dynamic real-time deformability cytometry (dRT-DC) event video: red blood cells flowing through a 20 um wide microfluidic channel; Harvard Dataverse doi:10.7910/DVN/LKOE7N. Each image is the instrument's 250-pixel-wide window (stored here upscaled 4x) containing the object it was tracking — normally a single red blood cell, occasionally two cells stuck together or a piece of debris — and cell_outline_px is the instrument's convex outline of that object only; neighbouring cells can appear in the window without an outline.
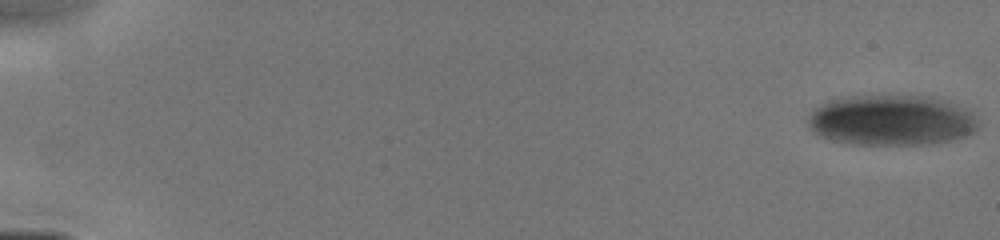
{"species": "human", "species_latin": "Homo sapiens", "temperature_condition": "cold", "stored_images_in_passage": 25, "camera_frame_rate_fps": 3000, "um_per_image_px": 0.085, "donor": {"sex": "male"}, "frame": {"image": 1, "passage_image": 1, "time_ms": 0.0, "image_size_px": [1000, 240], "cell_outline_px": [[980, 128], [976, 132], [952, 140], [932, 144], [856, 144], [832, 140], [820, 136], [808, 124], [808, 116], [816, 108], [832, 100], [852, 96], [932, 96], [948, 100], [972, 108], [980, 124]], "centroid_in_image_um": [75.92, 10.21], "position_along_channel_um": 9.1, "area_um2": 50.58}}
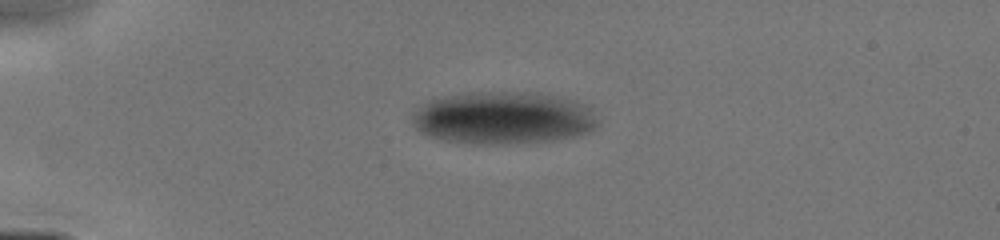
{"frame": {"image": 2, "passage_image": 17, "time_ms": 4.0, "image_size_px": [1000, 240], "cell_outline_px": [[600, 124], [596, 128], [588, 132], [576, 136], [552, 140], [504, 144], [480, 144], [444, 140], [420, 132], [412, 124], [412, 116], [428, 100], [448, 96], [472, 92], [536, 92], [556, 96], [572, 100], [592, 108]], "centroid_in_image_um": [42.82, 10.02], "position_along_channel_um": 42.2, "area_um2": 56.7}}